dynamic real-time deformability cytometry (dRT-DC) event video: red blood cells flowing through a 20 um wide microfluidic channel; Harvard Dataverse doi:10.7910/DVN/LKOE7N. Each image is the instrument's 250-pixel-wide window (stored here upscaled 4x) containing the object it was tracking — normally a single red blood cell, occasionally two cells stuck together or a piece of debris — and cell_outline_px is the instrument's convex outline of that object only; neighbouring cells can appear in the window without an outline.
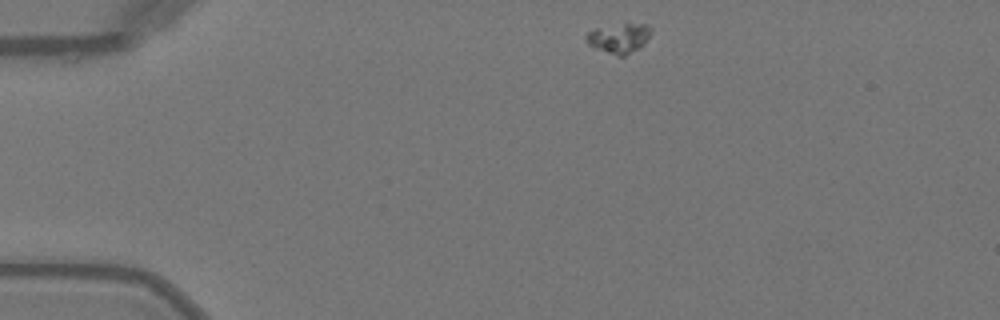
{"species": "Egyptian fruit bat (a non-hibernating species)", "species_latin": "Rousettus aegyptiacus", "temperature_condition": "warm", "stored_images_in_passage": 42, "camera_frame_rate_fps": 3000, "um_per_image_px": 0.085, "animal": {"sex": "female"}, "frame": {"image": 1, "passage_image": 1, "time_ms": 0.0, "image_size_px": [1000, 320], "cell_outline_px": [[652, 32], [644, 44], [624, 56], [616, 56], [588, 44], [584, 40], [584, 36], [588, 32], [596, 28], [624, 24], [648, 24], [652, 28]], "centroid_in_image_um": [52.62, 3.24], "position_along_channel_um": 32.4, "area_um2": 11.1}}
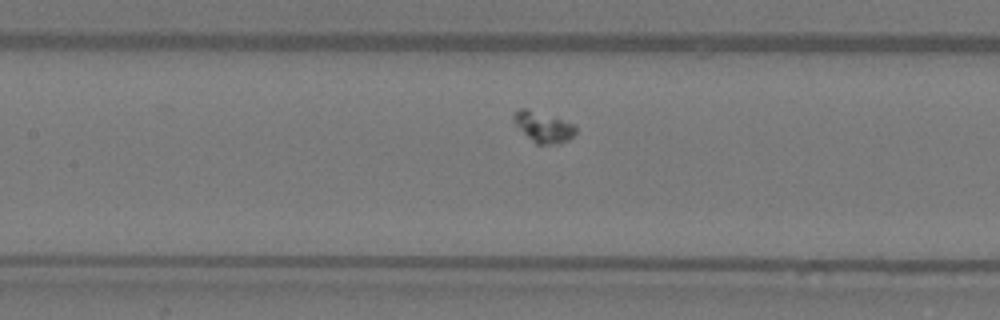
{"frame": {"image": 2, "passage_image": 15, "time_ms": 4.667, "image_size_px": [1000, 320], "cell_outline_px": [[576, 132], [568, 140], [560, 144], [536, 144], [512, 120], [512, 112], [520, 108], [528, 108], [576, 124]], "centroid_in_image_um": [46.19, 10.77], "position_along_channel_um": 161.2, "area_um2": 11.1}}
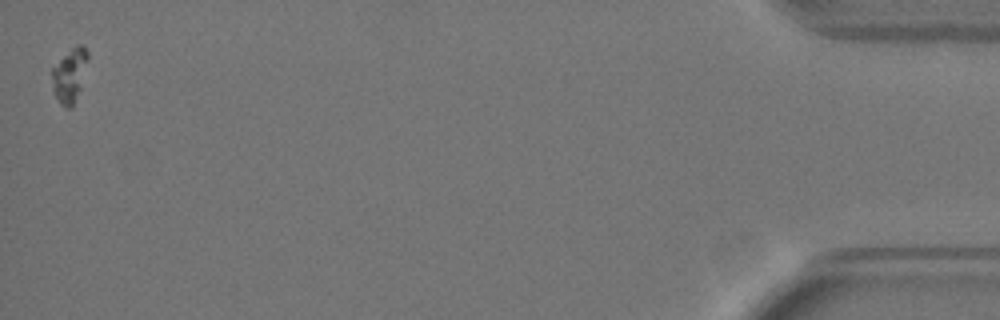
{"frame": {"image": 3, "passage_image": 42, "time_ms": 13.667, "image_size_px": [1000, 320], "cell_outline_px": [[88, 60], [80, 88], [72, 108], [68, 108], [60, 104], [52, 92], [52, 68], [76, 44], [84, 44], [88, 52]], "centroid_in_image_um": [5.92, 6.4], "position_along_channel_um": 429.3, "area_um2": 11.21}}